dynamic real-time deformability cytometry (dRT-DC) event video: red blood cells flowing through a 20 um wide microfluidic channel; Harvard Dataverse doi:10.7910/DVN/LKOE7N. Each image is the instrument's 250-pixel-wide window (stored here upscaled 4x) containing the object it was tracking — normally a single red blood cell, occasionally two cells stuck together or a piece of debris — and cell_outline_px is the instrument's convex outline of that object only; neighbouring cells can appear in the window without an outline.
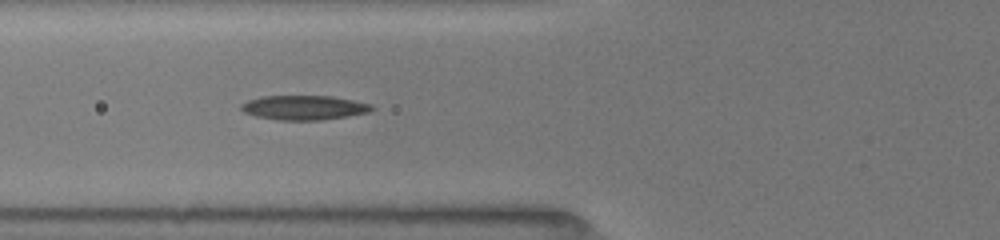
{"species": "common noctule bat (a hibernating species)", "species_latin": "Nyctalus noctula", "temperature_condition": "room temperature", "stored_images_in_passage": 17, "camera_frame_rate_fps": 3000, "um_per_image_px": 0.085, "animal": {"sex": "female", "body_mass_g": 19.5, "forearm_length_mm": 54.1}, "frame": {"image": 1, "passage_image": 7, "time_ms": 2.0, "image_size_px": [1000, 240], "cell_outline_px": [[376, 108], [368, 112], [348, 116], [320, 120], [276, 120], [256, 116], [244, 112], [240, 108], [240, 104], [248, 100], [260, 96], [332, 96], [372, 104]], "centroid_in_image_um": [25.83, 9.14], "position_along_channel_um": 100.0, "area_um2": 18.67}}
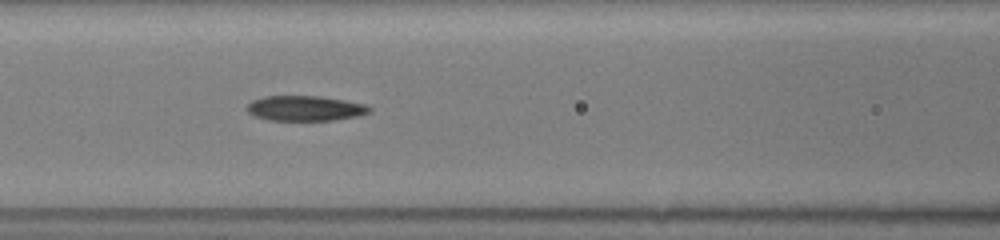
{"frame": {"image": 2, "passage_image": 10, "time_ms": 3.0, "image_size_px": [1000, 240], "cell_outline_px": [[372, 112], [356, 116], [332, 120], [268, 120], [252, 116], [244, 108], [252, 100], [264, 96], [320, 96], [344, 100], [364, 104], [372, 108]], "centroid_in_image_um": [25.89, 9.2], "position_along_channel_um": 140.7, "area_um2": 18.03}}
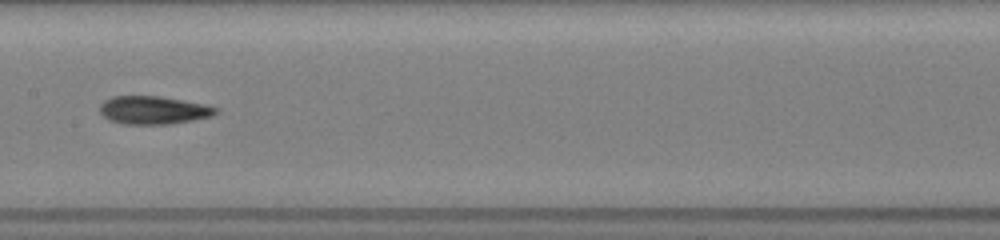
{"frame": {"image": 3, "passage_image": 16, "time_ms": 4.333, "image_size_px": [1000, 240], "cell_outline_px": [[220, 112], [212, 116], [192, 120], [168, 124], [124, 124], [108, 120], [100, 112], [100, 104], [104, 100], [112, 96], [160, 96], [208, 104], [220, 108]], "centroid_in_image_um": [13.09, 9.35], "position_along_channel_um": 194.3, "area_um2": 19.25}}